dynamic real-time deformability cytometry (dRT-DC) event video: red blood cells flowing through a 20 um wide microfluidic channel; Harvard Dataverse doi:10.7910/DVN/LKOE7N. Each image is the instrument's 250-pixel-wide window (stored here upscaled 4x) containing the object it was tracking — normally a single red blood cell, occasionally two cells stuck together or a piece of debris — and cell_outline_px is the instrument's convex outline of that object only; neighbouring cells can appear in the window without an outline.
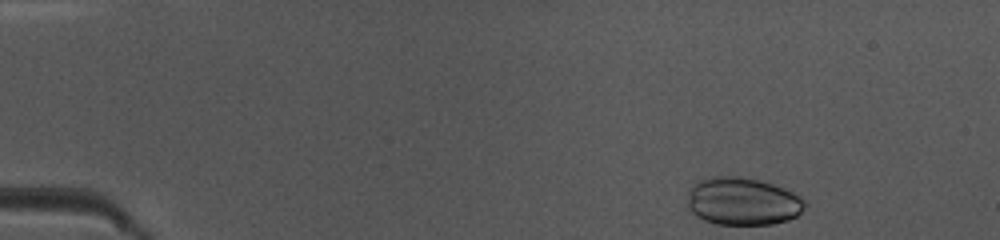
{"species": "common noctule bat (a hibernating species)", "species_latin": "Nyctalus noctula", "temperature_condition": "warm", "stored_images_in_passage": 43, "camera_frame_rate_fps": 3000, "um_per_image_px": 0.085, "animal": {"sex": "female", "body_mass_g": 10.0, "forearm_length_mm": 53.1}, "frame": {"image": 1, "passage_image": 1, "time_ms": 0.0, "image_size_px": [1000, 240], "cell_outline_px": [[808, 200], [804, 208], [796, 216], [788, 220], [772, 224], [716, 224], [704, 220], [696, 216], [688, 208], [688, 192], [692, 184], [700, 180], [712, 176], [736, 176], [756, 180], [772, 184], [784, 188]], "centroid_in_image_um": [63.12, 17.11], "position_along_channel_um": 21.9, "area_um2": 32.71}}
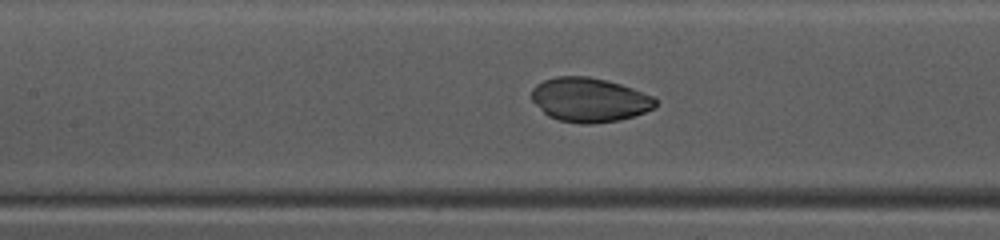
{"frame": {"image": 2, "passage_image": 17, "time_ms": 5.333, "image_size_px": [1000, 240], "cell_outline_px": [[656, 108], [620, 120], [592, 124], [580, 124], [560, 120], [548, 116], [532, 100], [532, 88], [536, 84], [544, 80], [556, 76], [588, 76], [620, 84], [656, 96]], "centroid_in_image_um": [50.12, 8.48], "position_along_channel_um": 157.3, "area_um2": 31.96}}
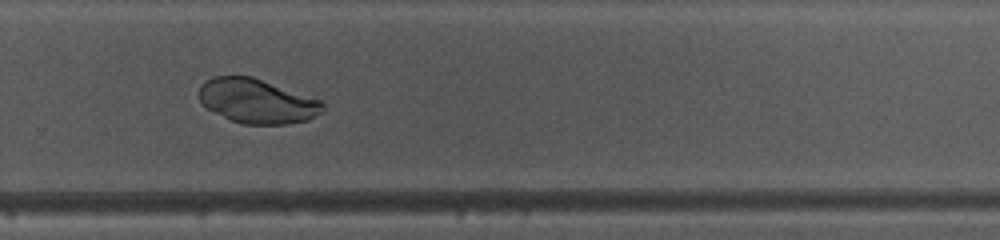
{"frame": {"image": 3, "passage_image": 28, "time_ms": 9.0, "image_size_px": [1000, 240], "cell_outline_px": [[324, 108], [320, 112], [308, 120], [288, 124], [244, 124], [232, 120], [208, 108], [200, 100], [200, 84], [204, 80], [212, 76], [252, 76], [320, 100], [324, 104]], "centroid_in_image_um": [21.84, 8.58], "position_along_channel_um": 308.0, "area_um2": 31.62}}